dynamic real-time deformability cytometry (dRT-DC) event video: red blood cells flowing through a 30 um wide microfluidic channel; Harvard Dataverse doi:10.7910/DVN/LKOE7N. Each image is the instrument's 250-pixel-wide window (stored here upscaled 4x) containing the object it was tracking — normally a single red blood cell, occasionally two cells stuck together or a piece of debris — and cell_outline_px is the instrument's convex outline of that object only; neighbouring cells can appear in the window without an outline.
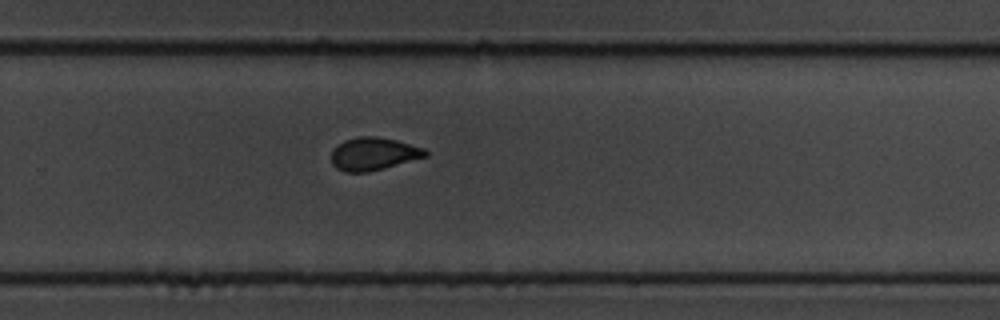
{"species": "common noctule bat (a hibernating species)", "species_latin": "Nyctalus noctula", "temperature_condition": "cold", "stored_images_in_passage": 10, "camera_frame_rate_fps": 3000, "um_per_image_px": 0.085, "animal": {"sex": "male", "body_mass_g": 19.5, "forearm_length_mm": 54.6}, "frame": {"image": 1, "passage_image": 10, "time_ms": 3.0, "image_size_px": [1000, 320], "cell_outline_px": [[428, 156], [384, 168], [368, 172], [344, 172], [336, 168], [332, 164], [332, 148], [344, 140], [360, 136], [376, 136], [396, 140], [424, 148], [428, 152]], "centroid_in_image_um": [31.73, 13.08], "position_along_channel_um": 298.1, "area_um2": 18.03}}